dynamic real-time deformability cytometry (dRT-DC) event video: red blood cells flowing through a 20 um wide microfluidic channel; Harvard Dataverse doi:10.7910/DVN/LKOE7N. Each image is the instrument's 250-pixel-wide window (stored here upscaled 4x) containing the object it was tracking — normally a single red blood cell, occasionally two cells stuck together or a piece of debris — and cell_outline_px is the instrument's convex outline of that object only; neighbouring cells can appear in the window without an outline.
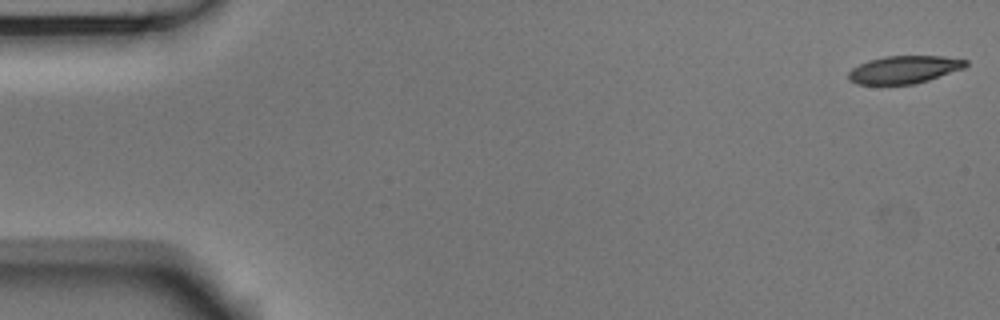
{"species": "Egyptian fruit bat (a non-hibernating species)", "species_latin": "Rousettus aegyptiacus", "temperature_condition": "room temperature", "stored_images_in_passage": 53, "camera_frame_rate_fps": 3000, "um_per_image_px": 0.085, "animal": {"sex": "male"}, "frame": {"image": 1, "passage_image": 1, "time_ms": 0.0, "image_size_px": [1000, 320], "cell_outline_px": [[968, 64], [964, 68], [916, 84], [856, 84], [848, 80], [848, 72], [852, 68], [868, 60], [884, 56], [944, 56], [968, 60]], "centroid_in_image_um": [76.84, 5.91], "position_along_channel_um": 8.2, "area_um2": 18.96}}
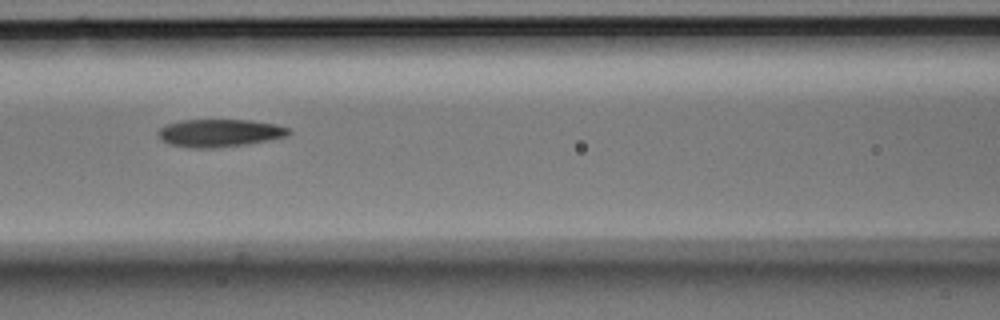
{"frame": {"image": 2, "passage_image": 23, "time_ms": 7.333, "image_size_px": [1000, 320], "cell_outline_px": [[292, 132], [284, 136], [244, 144], [212, 148], [188, 148], [168, 144], [160, 140], [156, 132], [160, 128], [168, 124], [180, 120], [252, 120], [276, 124], [288, 128]], "centroid_in_image_um": [18.58, 11.3], "position_along_channel_um": 148.0, "area_um2": 20.98}}
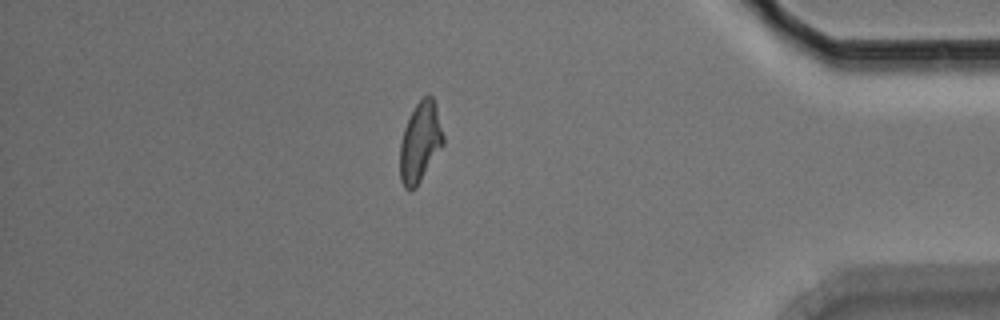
{"frame": {"image": 3, "passage_image": 46, "time_ms": 15.0, "image_size_px": [1000, 320], "cell_outline_px": [[444, 144], [416, 188], [408, 192], [404, 188], [400, 180], [400, 144], [404, 128], [416, 104], [428, 92], [432, 96], [436, 104], [444, 136]], "centroid_in_image_um": [35.72, 12.1], "position_along_channel_um": 399.5, "area_um2": 20.35}, "authors_computed_cell_mechanics": {"area_um2": 20.6924, "velocity_mm_per_s": 3.7601, "shape_relaxation_time_tau1_ms": 6.1444, "shape_relaxation_time_tau2_ms": 5.0157, "deformation_change_tau1": 0.2019, "deformation_change_tau2": 0.1303}}